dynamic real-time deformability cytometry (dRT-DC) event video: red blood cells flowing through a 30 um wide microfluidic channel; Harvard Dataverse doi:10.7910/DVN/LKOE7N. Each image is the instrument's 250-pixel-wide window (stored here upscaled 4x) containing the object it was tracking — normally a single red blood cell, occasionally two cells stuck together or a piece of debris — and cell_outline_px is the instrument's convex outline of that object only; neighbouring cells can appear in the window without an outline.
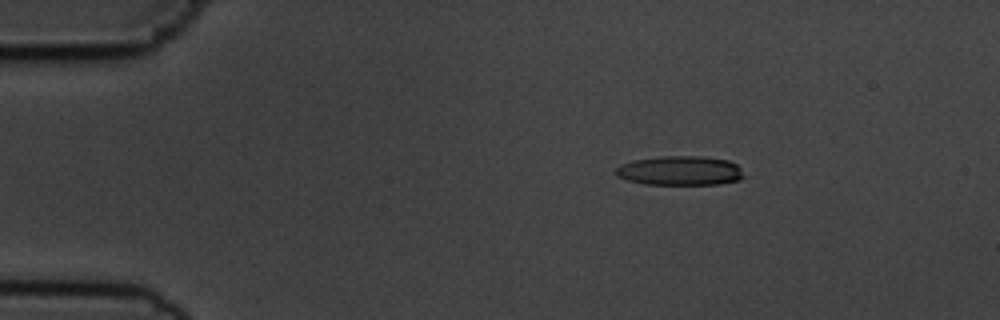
{"species": "common noctule bat (a hibernating species)", "species_latin": "Nyctalus noctula", "temperature_condition": "cold", "stored_images_in_passage": 4, "camera_frame_rate_fps": 3000, "um_per_image_px": 0.085, "animal": {"sex": "male", "body_mass_g": 19.5, "forearm_length_mm": 54.6}, "frame": {"image": 1, "passage_image": 2, "time_ms": 1.0, "image_size_px": [1000, 320], "cell_outline_px": [[744, 176], [740, 180], [720, 184], [644, 184], [628, 180], [616, 176], [616, 168], [620, 164], [632, 160], [660, 156], [700, 156], [728, 160], [736, 164], [740, 168]], "centroid_in_image_um": [57.79, 14.5], "position_along_channel_um": 27.2, "area_um2": 21.96}}